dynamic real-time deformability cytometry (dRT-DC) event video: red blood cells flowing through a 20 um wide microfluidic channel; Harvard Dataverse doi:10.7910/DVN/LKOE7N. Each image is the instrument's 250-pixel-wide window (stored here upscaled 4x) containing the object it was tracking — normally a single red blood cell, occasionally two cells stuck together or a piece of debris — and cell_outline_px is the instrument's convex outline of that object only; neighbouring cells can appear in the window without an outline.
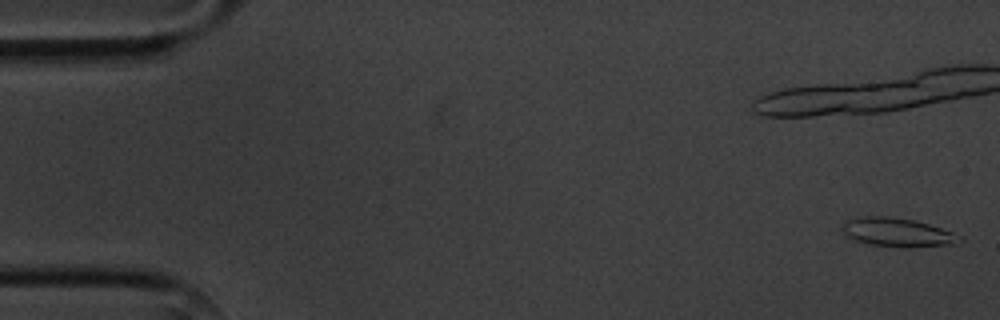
{"species": "common noctule bat (a hibernating species)", "species_latin": "Nyctalus noctula", "temperature_condition": "cold", "stored_images_in_passage": 7, "camera_frame_rate_fps": 3000, "um_per_image_px": 0.085, "animal": {"sex": "male", "body_mass_g": 20.1, "forearm_length_mm": 53.5}, "frame": {"image": 1, "passage_image": 1, "time_ms": 0.0, "image_size_px": [1000, 320], "cell_outline_px": [[964, 240], [952, 244], [912, 248], [908, 248], [868, 244], [844, 236], [840, 228], [848, 220], [864, 216], [888, 216], [912, 220], [928, 224], [952, 232], [960, 236]], "centroid_in_image_um": [76.25, 19.76], "position_along_channel_um": 8.7, "area_um2": 19.65}}